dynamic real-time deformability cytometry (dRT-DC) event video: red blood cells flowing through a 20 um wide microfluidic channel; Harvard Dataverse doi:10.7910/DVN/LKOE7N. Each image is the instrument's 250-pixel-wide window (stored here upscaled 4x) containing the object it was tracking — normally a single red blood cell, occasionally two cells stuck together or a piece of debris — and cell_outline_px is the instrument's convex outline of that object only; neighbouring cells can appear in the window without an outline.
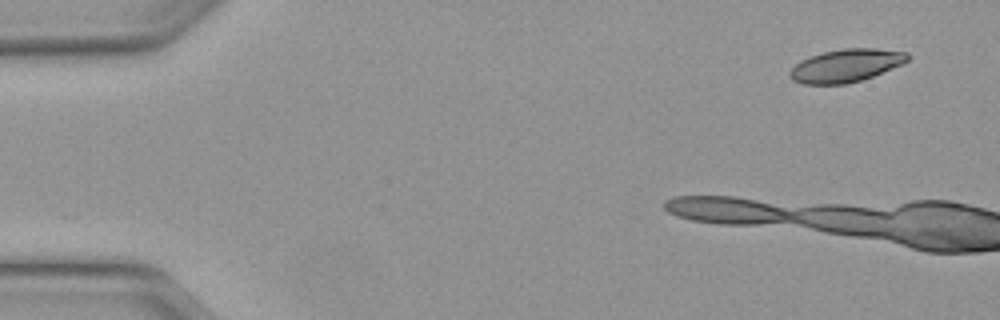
{"species": "Egyptian fruit bat (a non-hibernating species)", "species_latin": "Rousettus aegyptiacus", "temperature_condition": "warm", "stored_images_in_passage": 5, "camera_frame_rate_fps": 3000, "um_per_image_px": 0.085, "animal": {"sex": "female"}, "frame": {"image": 1, "passage_image": 1, "time_ms": 0.0, "image_size_px": [1000, 320], "cell_outline_px": [[908, 60], [904, 64], [872, 76], [860, 80], [844, 84], [804, 84], [792, 80], [788, 72], [800, 60], [808, 56], [824, 52], [844, 48], [876, 48], [908, 52]], "centroid_in_image_um": [71.9, 5.56], "position_along_channel_um": 13.1, "area_um2": 22.6}}